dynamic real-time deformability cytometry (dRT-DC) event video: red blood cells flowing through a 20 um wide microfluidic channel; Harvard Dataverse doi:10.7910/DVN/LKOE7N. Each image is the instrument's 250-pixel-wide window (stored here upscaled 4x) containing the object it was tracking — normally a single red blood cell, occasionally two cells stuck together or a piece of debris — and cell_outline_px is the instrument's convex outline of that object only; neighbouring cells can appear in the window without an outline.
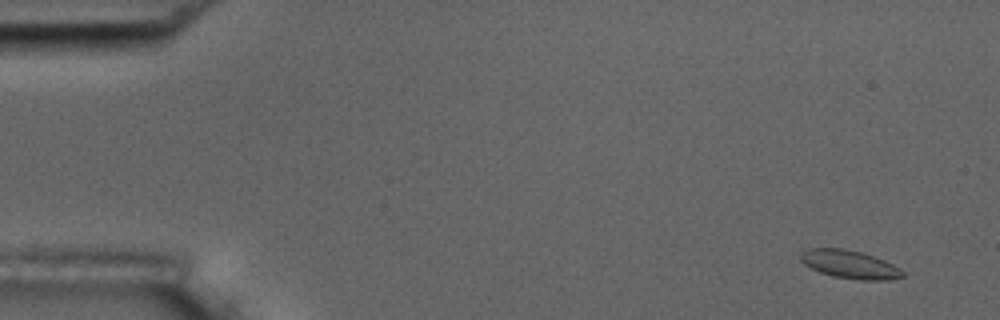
{"species": "common noctule bat (a hibernating species)", "species_latin": "Nyctalus noctula", "temperature_condition": "room temperature", "stored_images_in_passage": 4, "camera_frame_rate_fps": 3000, "um_per_image_px": 0.085, "animal": {"sex": "male", "body_mass_g": 17.5, "forearm_length_mm": 52.3}, "frame": {"image": 1, "passage_image": 1, "time_ms": 0.0, "image_size_px": [1000, 320], "cell_outline_px": [[904, 276], [888, 280], [860, 280], [832, 276], [820, 272], [804, 264], [800, 260], [800, 252], [808, 248], [844, 248], [860, 252], [884, 260], [892, 264], [904, 272]], "centroid_in_image_um": [72.19, 22.47], "position_along_channel_um": 12.8, "area_um2": 16.7}}
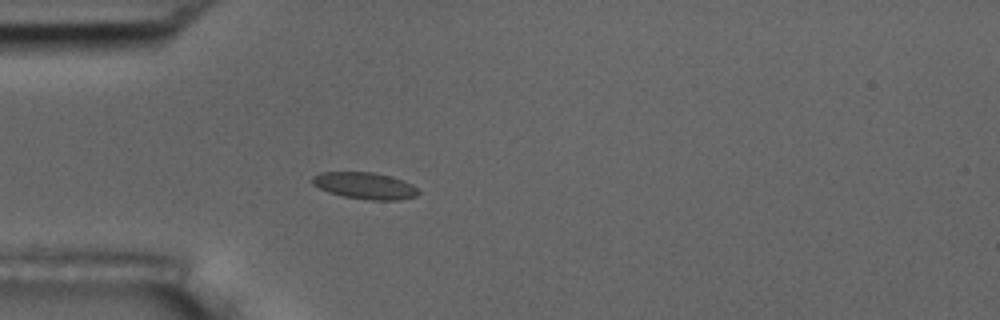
{"frame": {"image": 2, "passage_image": 4, "time_ms": 4.333, "image_size_px": [1000, 320], "cell_outline_px": [[420, 192], [416, 196], [400, 200], [372, 200], [344, 196], [328, 192], [312, 184], [312, 176], [320, 172], [372, 172], [392, 176], [412, 184]], "centroid_in_image_um": [31.02, 15.78], "position_along_channel_um": 54.0, "area_um2": 16.47}}